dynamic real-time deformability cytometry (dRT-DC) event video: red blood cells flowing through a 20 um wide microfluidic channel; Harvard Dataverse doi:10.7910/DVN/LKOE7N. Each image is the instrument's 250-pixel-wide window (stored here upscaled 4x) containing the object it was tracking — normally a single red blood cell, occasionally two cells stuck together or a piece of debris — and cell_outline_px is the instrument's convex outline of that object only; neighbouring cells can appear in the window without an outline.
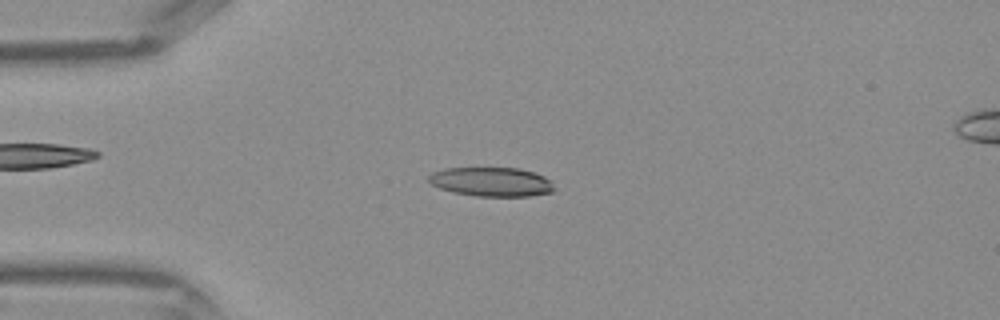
{"species": "Egyptian fruit bat (a non-hibernating species)", "species_latin": "Rousettus aegyptiacus", "temperature_condition": "warm", "stored_images_in_passage": 33, "camera_frame_rate_fps": 3000, "um_per_image_px": 0.085, "frame": {"image": 1, "passage_image": 1, "time_ms": 0.0, "image_size_px": [1000, 320], "cell_outline_px": [[556, 188], [552, 192], [528, 196], [476, 196], [452, 192], [440, 188], [432, 184], [428, 180], [428, 176], [432, 172], [444, 168], [520, 168], [544, 176], [552, 180]], "centroid_in_image_um": [41.79, 15.45], "position_along_channel_um": 43.2, "area_um2": 21.44}}
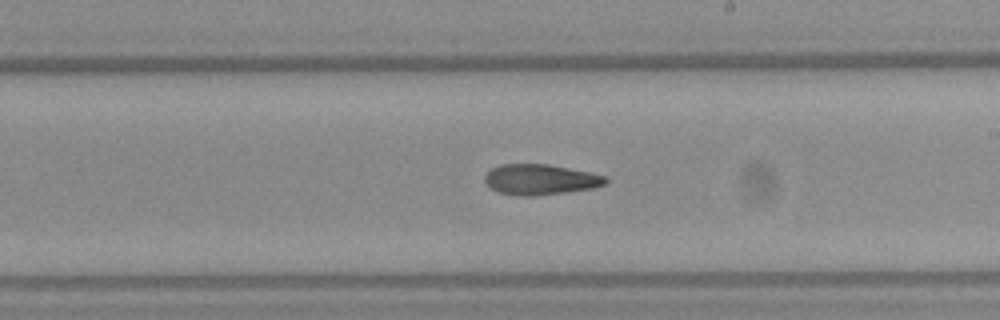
{"frame": {"image": 2, "passage_image": 15, "time_ms": 4.667, "image_size_px": [1000, 320], "cell_outline_px": [[608, 184], [592, 188], [564, 192], [532, 196], [516, 196], [496, 192], [488, 188], [484, 180], [484, 176], [492, 168], [500, 164], [548, 164], [608, 176]], "centroid_in_image_um": [45.9, 15.27], "position_along_channel_um": 243.1, "area_um2": 21.68}}
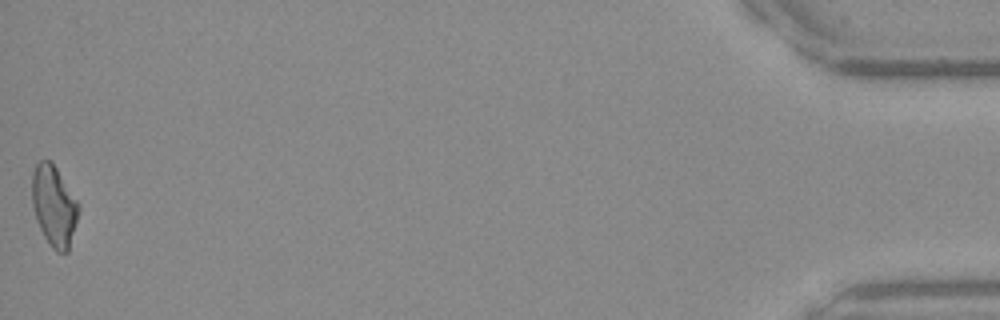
{"frame": {"image": 3, "passage_image": 33, "time_ms": 10.667, "image_size_px": [1000, 320], "cell_outline_px": [[80, 208], [68, 252], [56, 252], [52, 248], [44, 236], [36, 220], [32, 204], [32, 172], [36, 164], [40, 160], [48, 160], [56, 168], [80, 204]], "centroid_in_image_um": [4.59, 17.51], "position_along_channel_um": 430.6, "area_um2": 21.79}}